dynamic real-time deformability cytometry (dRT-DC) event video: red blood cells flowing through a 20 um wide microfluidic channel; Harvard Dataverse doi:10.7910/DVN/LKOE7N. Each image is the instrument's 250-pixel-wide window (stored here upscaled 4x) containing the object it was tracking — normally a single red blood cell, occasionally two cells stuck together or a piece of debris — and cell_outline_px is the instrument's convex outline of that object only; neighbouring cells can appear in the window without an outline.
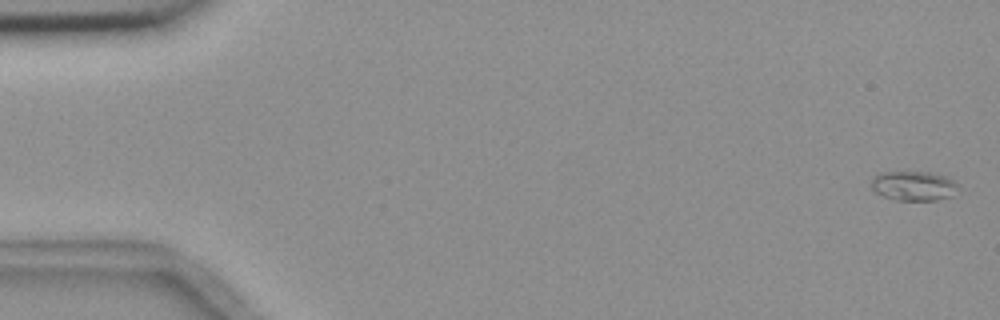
{"species": "common noctule bat (a hibernating species)", "species_latin": "Nyctalus noctula", "temperature_condition": "room temperature", "stored_images_in_passage": 5, "camera_frame_rate_fps": 3000, "um_per_image_px": 0.085, "animal": {"sex": "female", "body_mass_g": 18.4}, "frame": {"image": 1, "passage_image": 1, "time_ms": 0.0, "image_size_px": [1000, 320], "cell_outline_px": [[960, 188], [952, 196], [936, 200], [896, 200], [884, 196], [876, 192], [872, 188], [872, 180], [880, 172], [928, 172], [944, 176], [952, 180]], "centroid_in_image_um": [77.68, 15.8], "position_along_channel_um": 7.3, "area_um2": 14.8}}